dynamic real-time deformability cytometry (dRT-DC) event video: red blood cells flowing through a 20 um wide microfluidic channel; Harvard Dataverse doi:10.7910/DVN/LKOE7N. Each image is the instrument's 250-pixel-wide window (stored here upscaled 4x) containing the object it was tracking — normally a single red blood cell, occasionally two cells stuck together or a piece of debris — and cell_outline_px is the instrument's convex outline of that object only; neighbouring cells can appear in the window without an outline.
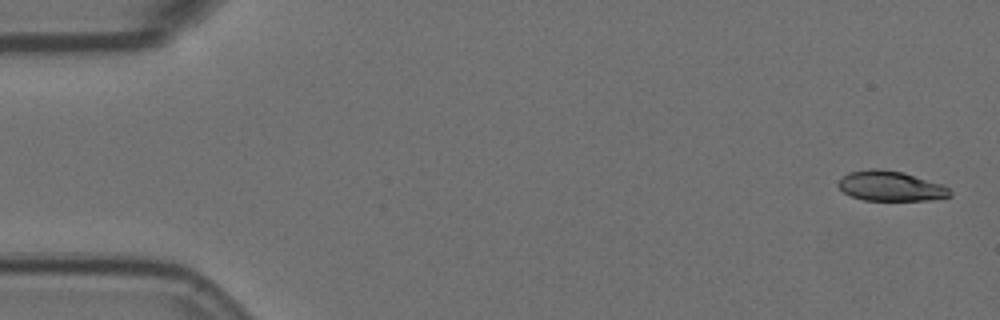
{"species": "Egyptian fruit bat (a non-hibernating species)", "species_latin": "Rousettus aegyptiacus", "temperature_condition": "room temperature", "stored_images_in_passage": 7, "camera_frame_rate_fps": 3000, "um_per_image_px": 0.085, "animal": {"sex": "female"}, "frame": {"image": 1, "passage_image": 1, "time_ms": 0.0, "image_size_px": [1000, 320], "cell_outline_px": [[952, 196], [932, 200], [864, 200], [852, 196], [844, 192], [836, 184], [848, 172], [868, 168], [880, 168], [904, 172], [944, 184], [952, 192]], "centroid_in_image_um": [75.74, 15.8], "position_along_channel_um": 9.3, "area_um2": 19.77}}
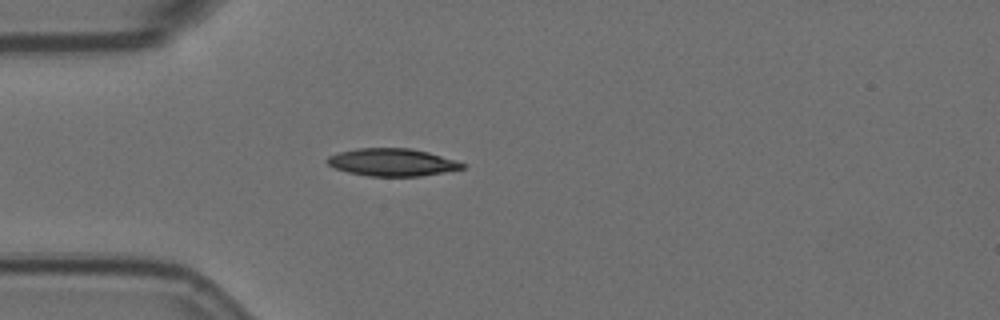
{"frame": {"image": 2, "passage_image": 5, "time_ms": 1.333, "image_size_px": [1000, 320], "cell_outline_px": [[468, 164], [464, 168], [444, 172], [420, 176], [368, 176], [348, 172], [336, 168], [328, 164], [324, 160], [328, 156], [336, 152], [356, 148], [412, 148], [428, 152], [456, 160]], "centroid_in_image_um": [33.32, 13.78], "position_along_channel_um": 51.7, "area_um2": 21.85}}
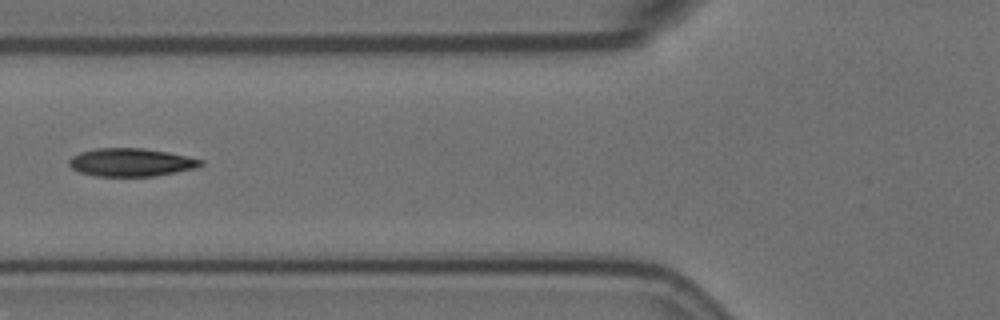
{"frame": {"image": 3, "passage_image": 7, "time_ms": 2.0, "image_size_px": [1000, 320], "cell_outline_px": [[204, 164], [196, 168], [156, 176], [96, 176], [80, 172], [72, 168], [68, 164], [68, 160], [72, 156], [80, 152], [96, 148], [144, 148], [168, 152], [204, 160]], "centroid_in_image_um": [11.14, 13.79], "position_along_channel_um": 114.7, "area_um2": 21.62}}